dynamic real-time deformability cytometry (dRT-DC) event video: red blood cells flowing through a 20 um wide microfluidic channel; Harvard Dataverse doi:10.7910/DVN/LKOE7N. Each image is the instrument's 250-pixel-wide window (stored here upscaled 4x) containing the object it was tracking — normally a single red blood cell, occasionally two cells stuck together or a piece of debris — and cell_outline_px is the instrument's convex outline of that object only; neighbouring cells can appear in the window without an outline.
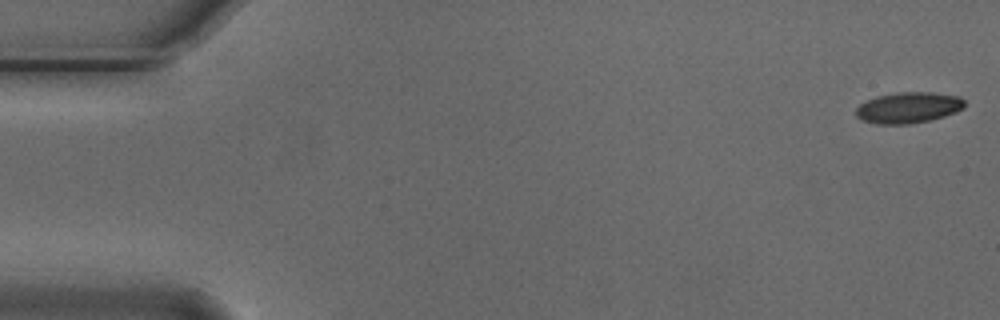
{"species": "Egyptian fruit bat (a non-hibernating species)", "species_latin": "Rousettus aegyptiacus", "temperature_condition": "cold", "stored_images_in_passage": 7, "camera_frame_rate_fps": 3000, "um_per_image_px": 0.085, "animal": {"sex": "male"}, "frame": {"image": 1, "passage_image": 1, "time_ms": 0.0, "image_size_px": [1000, 320], "cell_outline_px": [[964, 108], [956, 112], [944, 116], [928, 120], [908, 124], [876, 124], [860, 120], [856, 116], [856, 108], [860, 104], [876, 96], [900, 92], [932, 92], [960, 96], [964, 100]], "centroid_in_image_um": [77.21, 9.15], "position_along_channel_um": 7.8, "area_um2": 19.65}}
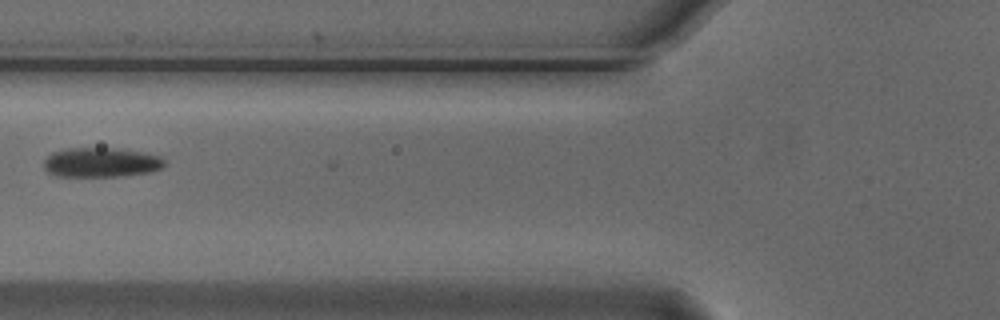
{"frame": {"image": 2, "passage_image": 6, "time_ms": 1.667, "image_size_px": [1000, 320], "cell_outline_px": [[164, 168], [152, 172], [124, 176], [52, 176], [44, 168], [44, 160], [52, 152], [64, 148], [112, 148], [144, 152], [160, 156], [164, 160]], "centroid_in_image_um": [8.6, 13.81], "position_along_channel_um": 117.2, "area_um2": 21.04}}
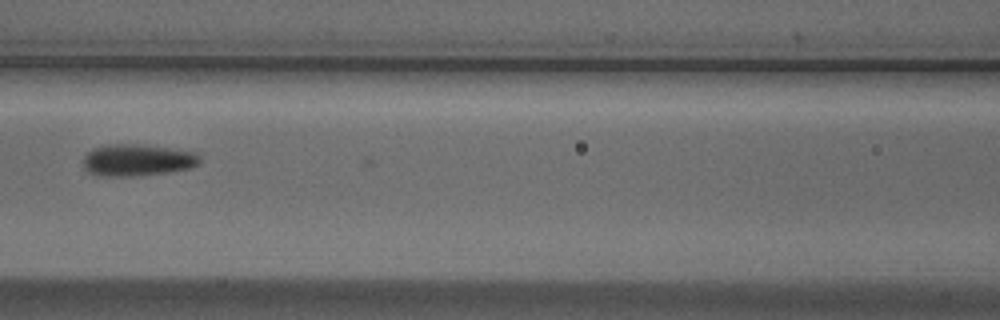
{"frame": {"image": 3, "passage_image": 7, "time_ms": 2.0, "image_size_px": [1000, 320], "cell_outline_px": [[200, 164], [192, 168], [168, 172], [140, 176], [100, 176], [88, 172], [84, 168], [84, 156], [92, 148], [108, 144], [140, 144], [196, 152], [200, 156]], "centroid_in_image_um": [11.69, 13.61], "position_along_channel_um": 154.9, "area_um2": 21.85}}